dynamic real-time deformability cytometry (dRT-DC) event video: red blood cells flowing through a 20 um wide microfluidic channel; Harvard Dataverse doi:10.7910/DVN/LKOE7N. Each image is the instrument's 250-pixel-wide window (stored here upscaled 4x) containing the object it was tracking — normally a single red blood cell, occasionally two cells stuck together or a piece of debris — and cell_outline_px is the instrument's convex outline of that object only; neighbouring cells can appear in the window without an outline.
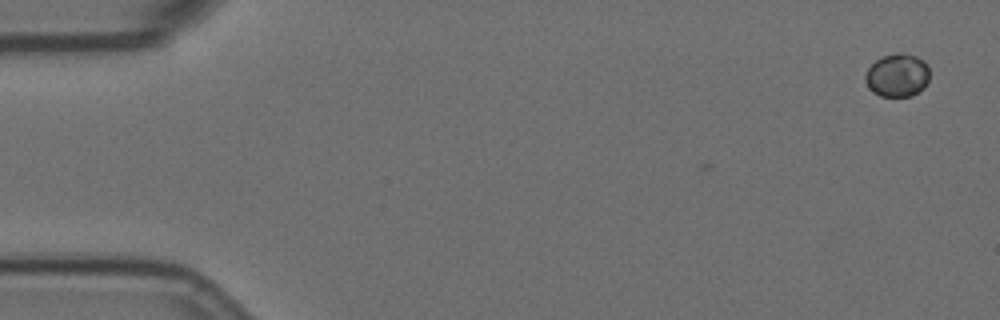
{"species": "Egyptian fruit bat (a non-hibernating species)", "species_latin": "Rousettus aegyptiacus", "temperature_condition": "room temperature", "stored_images_in_passage": 3, "camera_frame_rate_fps": 3000, "um_per_image_px": 0.085, "animal": {"sex": "female"}, "frame": {"image": 1, "passage_image": 1, "time_ms": 0.0, "image_size_px": [1000, 320], "cell_outline_px": [[928, 80], [924, 88], [912, 96], [880, 96], [872, 92], [868, 88], [864, 80], [864, 76], [868, 68], [880, 56], [896, 52], [900, 52], [916, 56], [924, 60], [928, 68]], "centroid_in_image_um": [76.24, 6.39], "position_along_channel_um": 8.8, "area_um2": 16.42}}